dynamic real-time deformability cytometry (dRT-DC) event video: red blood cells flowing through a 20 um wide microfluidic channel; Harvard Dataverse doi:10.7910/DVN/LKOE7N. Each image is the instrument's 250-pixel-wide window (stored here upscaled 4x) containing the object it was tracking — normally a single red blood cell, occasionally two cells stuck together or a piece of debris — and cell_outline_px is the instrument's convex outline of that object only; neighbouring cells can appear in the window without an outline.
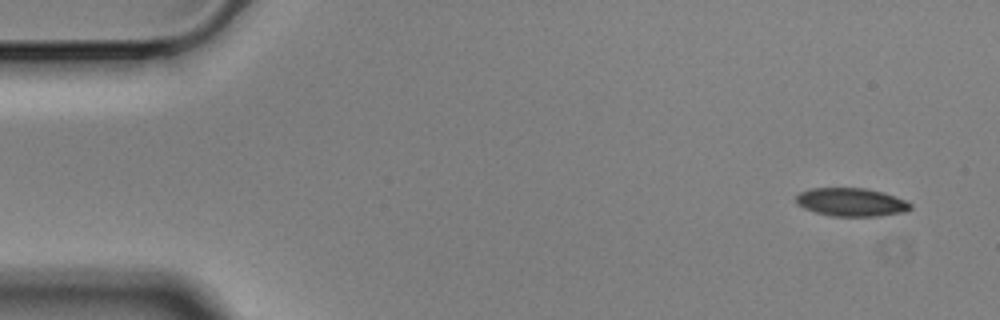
{"species": "Egyptian fruit bat (a non-hibernating species)", "species_latin": "Rousettus aegyptiacus", "temperature_condition": "cold", "stored_images_in_passage": 54, "camera_frame_rate_fps": 3000, "um_per_image_px": 0.085, "animal": {"sex": "male"}, "frame": {"image": 1, "passage_image": 1, "time_ms": 0.0, "image_size_px": [1000, 320], "cell_outline_px": [[912, 208], [904, 212], [880, 216], [832, 216], [816, 212], [804, 208], [796, 204], [796, 196], [800, 192], [808, 188], [864, 188], [884, 192], [908, 200], [912, 204]], "centroid_in_image_um": [72.38, 17.18], "position_along_channel_um": 12.6, "area_um2": 19.07}}
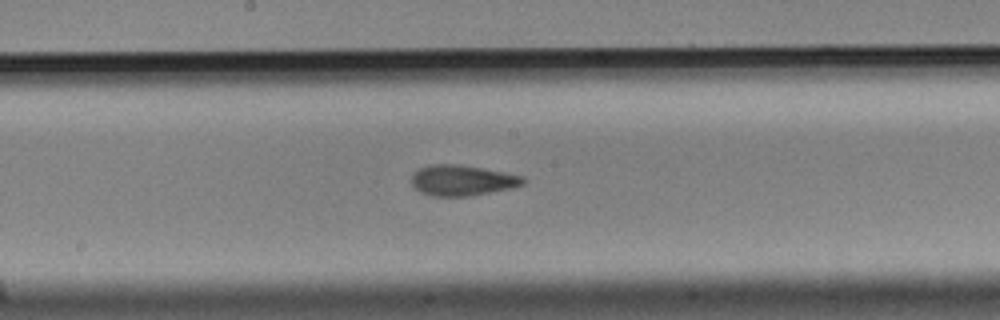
{"frame": {"image": 2, "passage_image": 27, "time_ms": 8.667, "image_size_px": [1000, 320], "cell_outline_px": [[524, 184], [512, 188], [468, 196], [432, 196], [420, 192], [412, 184], [412, 176], [420, 168], [428, 164], [460, 164], [524, 176]], "centroid_in_image_um": [39.28, 15.33], "position_along_channel_um": 208.9, "area_um2": 19.77}}
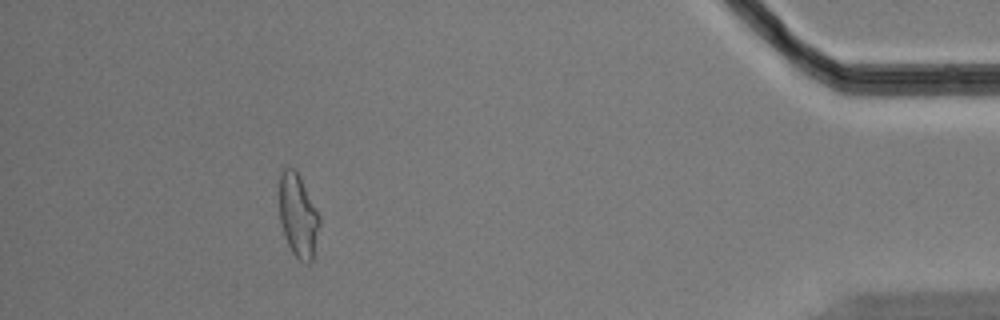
{"frame": {"image": 3, "passage_image": 49, "time_ms": 16.0, "image_size_px": [1000, 320], "cell_outline_px": [[320, 224], [312, 260], [308, 264], [304, 264], [292, 252], [288, 244], [280, 224], [280, 176], [284, 168], [296, 168], [320, 216]], "centroid_in_image_um": [25.35, 18.33], "position_along_channel_um": 409.9, "area_um2": 19.42}, "authors_computed_cell_mechanics": {"area_um2": 19.652, "velocity_mm_per_s": 3.5289, "shape_relaxation_time_tau1_ms": 5.0692, "shape_relaxation_time_tau2_ms": 2.7252, "deformation_change_tau1": 0.16, "deformation_change_tau2": 0.1028}}